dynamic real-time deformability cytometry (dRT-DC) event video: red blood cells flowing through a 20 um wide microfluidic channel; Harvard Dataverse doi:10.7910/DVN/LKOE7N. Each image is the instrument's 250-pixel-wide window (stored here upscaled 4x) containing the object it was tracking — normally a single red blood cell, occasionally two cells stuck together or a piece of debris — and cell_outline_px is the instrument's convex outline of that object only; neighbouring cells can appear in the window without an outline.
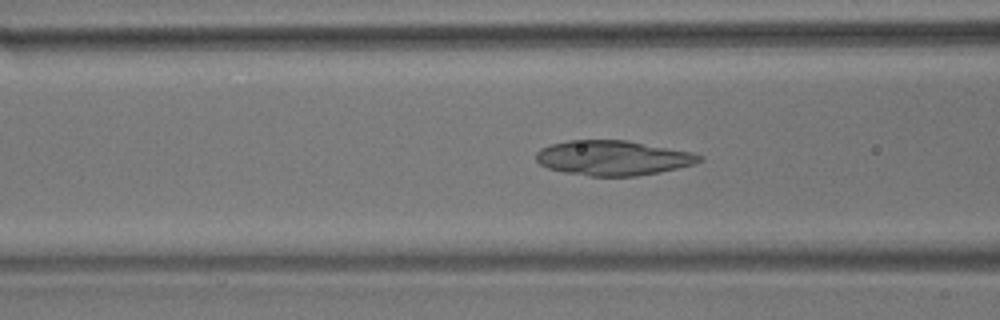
{"species": "common noctule bat (a hibernating species)", "species_latin": "Nyctalus noctula", "temperature_condition": "room temperature", "stored_images_in_passage": 54, "camera_frame_rate_fps": 3000, "um_per_image_px": 0.085, "animal": {"sex": "male", "body_mass_g": 17.9}, "frame": {"image": 1, "passage_image": 19, "time_ms": 6.0, "image_size_px": [1000, 320], "cell_outline_px": [[704, 160], [692, 164], [660, 172], [636, 176], [592, 176], [564, 172], [548, 168], [540, 164], [536, 160], [536, 152], [540, 148], [548, 144], [568, 140], [628, 140], [692, 152], [704, 156]], "centroid_in_image_um": [52.09, 13.41], "position_along_channel_um": 114.5, "area_um2": 33.29}}
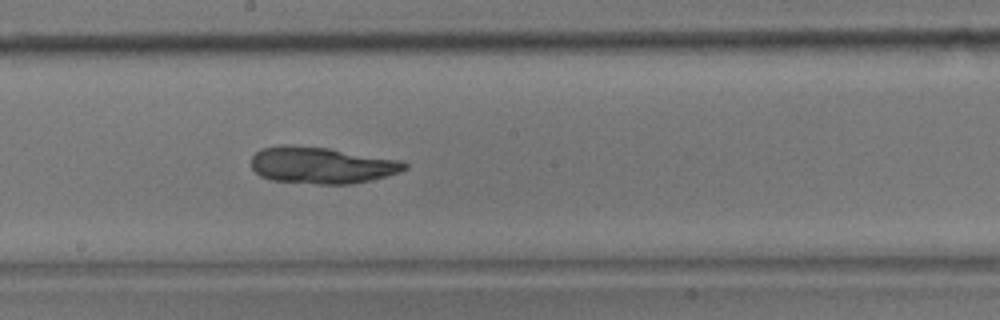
{"frame": {"image": 2, "passage_image": 28, "time_ms": 9.0, "image_size_px": [1000, 320], "cell_outline_px": [[408, 168], [400, 172], [352, 184], [316, 184], [272, 180], [260, 176], [252, 168], [252, 156], [260, 148], [284, 144], [288, 144], [328, 148], [400, 160], [408, 164]], "centroid_in_image_um": [27.31, 14.04], "position_along_channel_um": 220.9, "area_um2": 32.71}}
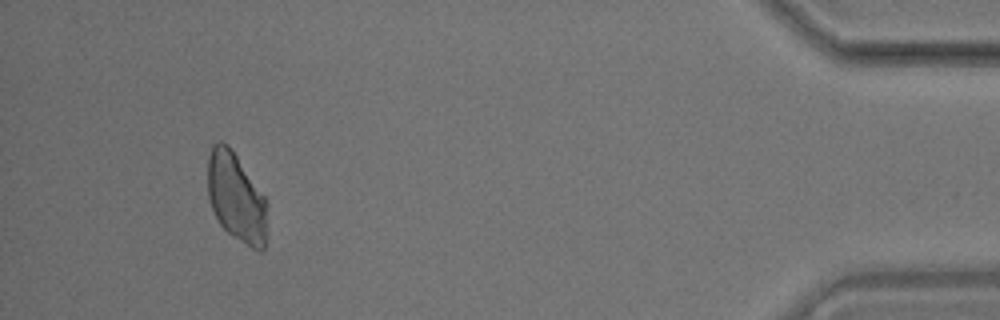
{"frame": {"image": 3, "passage_image": 50, "time_ms": 16.333, "image_size_px": [1000, 320], "cell_outline_px": [[268, 204], [264, 248], [260, 252], [252, 248], [232, 236], [220, 224], [212, 208], [208, 196], [208, 156], [212, 144], [216, 140], [220, 140], [228, 144], [232, 148], [264, 196]], "centroid_in_image_um": [20.07, 16.75], "position_along_channel_um": 415.1, "area_um2": 30.98}}